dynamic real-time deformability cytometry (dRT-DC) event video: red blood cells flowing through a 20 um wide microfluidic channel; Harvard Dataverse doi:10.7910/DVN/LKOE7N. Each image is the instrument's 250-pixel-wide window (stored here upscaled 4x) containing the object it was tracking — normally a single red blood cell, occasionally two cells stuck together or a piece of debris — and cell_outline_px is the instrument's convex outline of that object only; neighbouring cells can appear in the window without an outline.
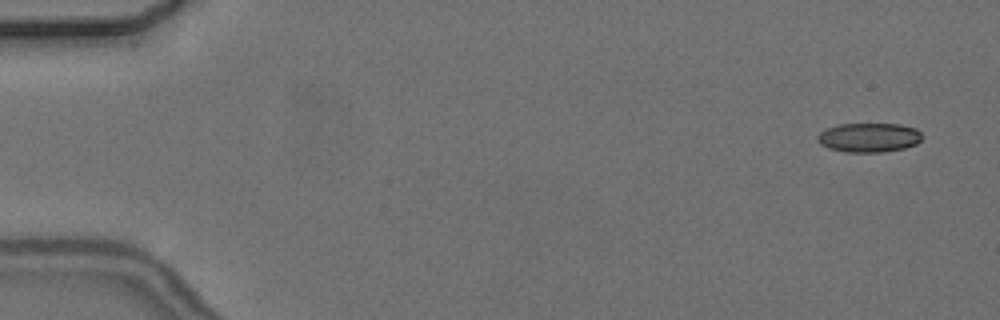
{"species": "common noctule bat (a hibernating species)", "species_latin": "Nyctalus noctula", "temperature_condition": "cold", "stored_images_in_passage": 8, "camera_frame_rate_fps": 3000, "um_per_image_px": 0.085, "animal": {"sex": "female", "body_mass_g": 24.6, "forearm_length_mm": 56.2}, "frame": {"image": 1, "passage_image": 1, "time_ms": 0.0, "image_size_px": [1000, 320], "cell_outline_px": [[920, 140], [916, 144], [904, 148], [884, 152], [848, 152], [828, 148], [820, 144], [816, 136], [820, 132], [828, 128], [840, 124], [900, 124], [916, 128], [920, 132]], "centroid_in_image_um": [73.85, 11.69], "position_along_channel_um": 11.1, "area_um2": 17.74}}
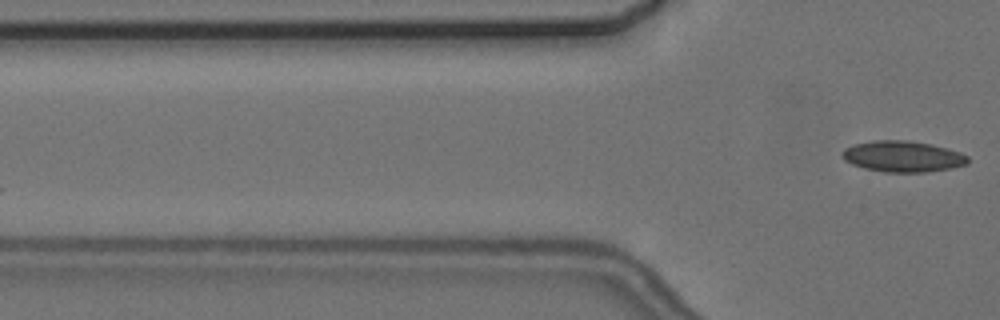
{"frame": {"image": 2, "passage_image": 8, "time_ms": 8.333, "image_size_px": [1000, 320], "cell_outline_px": [[968, 164], [952, 168], [928, 172], [884, 172], [864, 168], [852, 164], [844, 160], [840, 156], [840, 152], [844, 148], [856, 144], [872, 140], [908, 140], [932, 144], [948, 148], [960, 152], [968, 156]], "centroid_in_image_um": [76.73, 13.29], "position_along_channel_um": 49.1, "area_um2": 23.0}}